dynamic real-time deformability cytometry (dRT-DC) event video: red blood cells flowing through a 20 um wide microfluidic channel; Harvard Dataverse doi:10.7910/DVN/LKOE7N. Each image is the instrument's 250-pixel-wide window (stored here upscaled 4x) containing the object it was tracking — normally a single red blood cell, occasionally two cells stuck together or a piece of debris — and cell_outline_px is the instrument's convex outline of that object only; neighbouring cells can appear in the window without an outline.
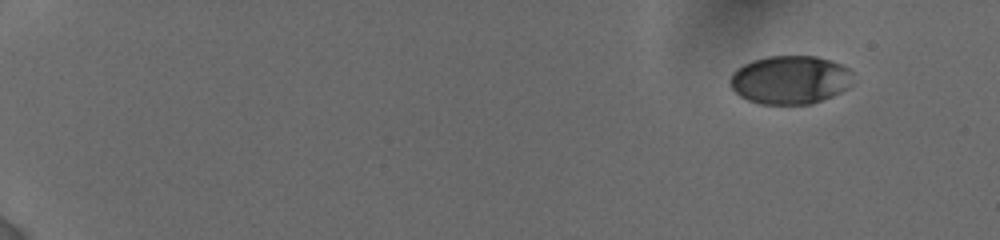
{"species": "human", "species_latin": "Homo sapiens", "temperature_condition": "cold", "stored_images_in_passage": 7, "camera_frame_rate_fps": 3000, "um_per_image_px": 0.085, "donor": {"sex": "female"}, "frame": {"image": 1, "passage_image": 1, "time_ms": 0.0, "image_size_px": [1000, 240], "cell_outline_px": [[852, 84], [848, 88], [824, 100], [812, 104], [760, 104], [748, 100], [740, 96], [732, 88], [732, 72], [736, 68], [752, 60], [768, 56], [816, 56], [832, 60], [848, 68], [852, 72]], "centroid_in_image_um": [67.19, 6.78], "position_along_channel_um": 17.8, "area_um2": 34.85}}
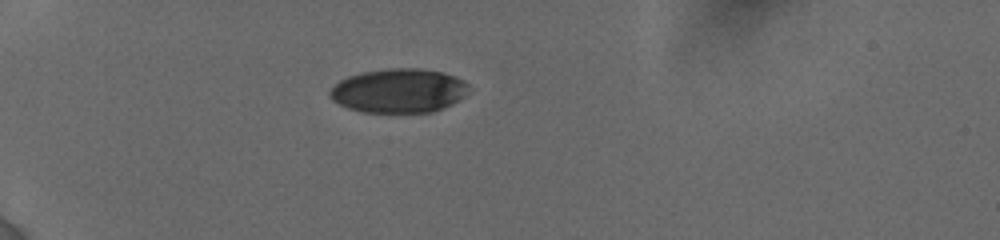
{"frame": {"image": 2, "passage_image": 5, "time_ms": 4.333, "image_size_px": [1000, 240], "cell_outline_px": [[468, 84], [464, 96], [460, 100], [452, 104], [432, 112], [360, 112], [348, 108], [332, 100], [328, 96], [328, 92], [340, 80], [348, 76], [364, 72], [392, 68], [416, 68], [444, 72], [464, 80]], "centroid_in_image_um": [33.89, 7.71], "position_along_channel_um": 51.1, "area_um2": 35.6}}
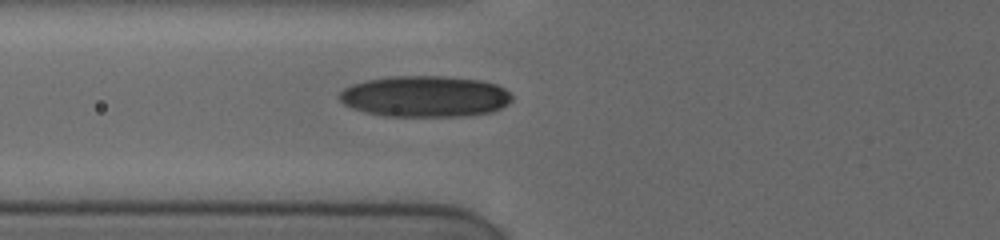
{"frame": {"image": 3, "passage_image": 7, "time_ms": 6.333, "image_size_px": [1000, 240], "cell_outline_px": [[512, 100], [508, 104], [492, 112], [460, 116], [388, 116], [364, 112], [352, 108], [344, 104], [340, 100], [340, 92], [344, 88], [352, 84], [368, 80], [392, 76], [444, 76], [480, 80], [496, 84], [504, 88], [512, 96]], "centroid_in_image_um": [36.13, 8.19], "position_along_channel_um": 89.7, "area_um2": 41.33}}